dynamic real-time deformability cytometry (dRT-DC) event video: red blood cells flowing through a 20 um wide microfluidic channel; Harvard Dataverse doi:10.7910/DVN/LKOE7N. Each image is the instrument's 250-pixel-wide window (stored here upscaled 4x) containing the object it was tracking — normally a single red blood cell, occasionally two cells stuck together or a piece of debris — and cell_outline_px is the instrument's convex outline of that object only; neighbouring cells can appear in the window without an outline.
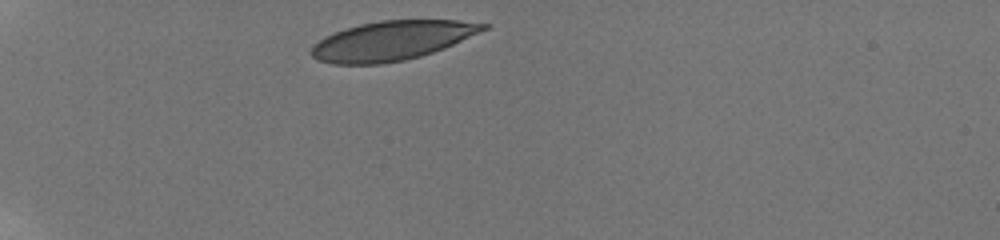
{"species": "human", "species_latin": "Homo sapiens", "temperature_condition": "room temperature", "stored_images_in_passage": 5, "camera_frame_rate_fps": 3000, "um_per_image_px": 0.085, "donor": {"sex": "male"}, "frame": {"image": 1, "passage_image": 1, "time_ms": 0.0, "image_size_px": [1000, 240], "cell_outline_px": [[492, 24], [488, 28], [444, 48], [420, 56], [404, 60], [380, 64], [332, 64], [316, 60], [312, 56], [312, 48], [324, 36], [344, 28], [360, 24], [380, 20], [460, 20]], "centroid_in_image_um": [33.31, 3.45], "position_along_channel_um": 51.7, "area_um2": 39.25}}
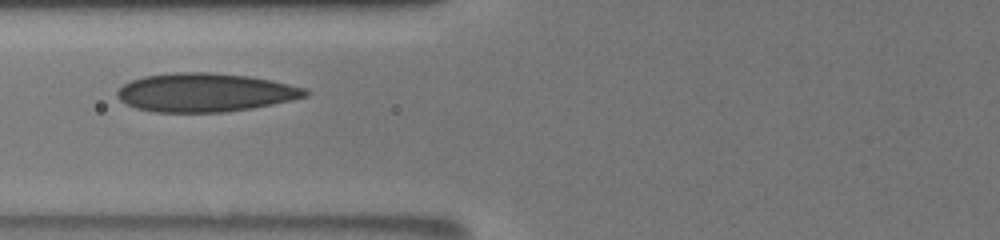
{"frame": {"image": 2, "passage_image": 4, "time_ms": 2.667, "image_size_px": [1000, 240], "cell_outline_px": [[312, 92], [308, 96], [272, 104], [252, 108], [224, 112], [152, 112], [136, 108], [120, 100], [116, 96], [116, 92], [124, 84], [132, 80], [144, 76], [172, 72], [208, 72], [248, 76], [272, 80], [304, 88]], "centroid_in_image_um": [17.43, 7.86], "position_along_channel_um": 108.4, "area_um2": 42.31}}